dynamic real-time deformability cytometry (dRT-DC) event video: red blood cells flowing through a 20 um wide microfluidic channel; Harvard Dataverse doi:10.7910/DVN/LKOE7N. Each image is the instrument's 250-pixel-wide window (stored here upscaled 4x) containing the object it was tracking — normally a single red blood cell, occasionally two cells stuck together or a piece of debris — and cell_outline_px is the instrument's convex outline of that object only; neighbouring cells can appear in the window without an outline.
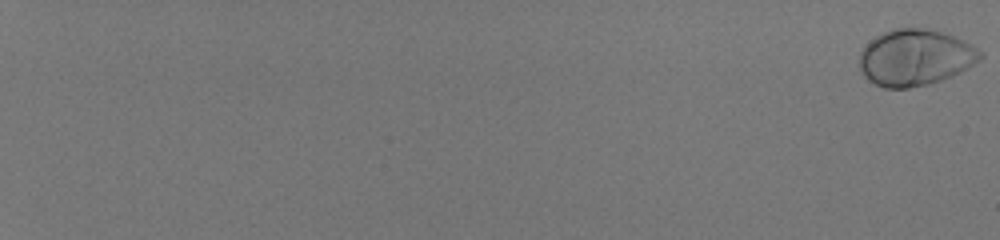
{"species": "human", "species_latin": "Homo sapiens", "temperature_condition": "room temperature", "stored_images_in_passage": 58, "camera_frame_rate_fps": 3000, "um_per_image_px": 0.085, "donor": {"sex": "male"}, "frame": {"image": 1, "passage_image": 1, "time_ms": 0.0, "image_size_px": [1000, 240], "cell_outline_px": [[984, 56], [980, 60], [960, 72], [952, 76], [928, 84], [908, 88], [884, 88], [868, 80], [864, 76], [860, 68], [860, 52], [876, 36], [884, 32], [896, 28], [924, 28], [940, 32], [964, 40], [972, 44], [984, 52]], "centroid_in_image_um": [77.82, 4.9], "position_along_channel_um": 7.2, "area_um2": 39.48}}
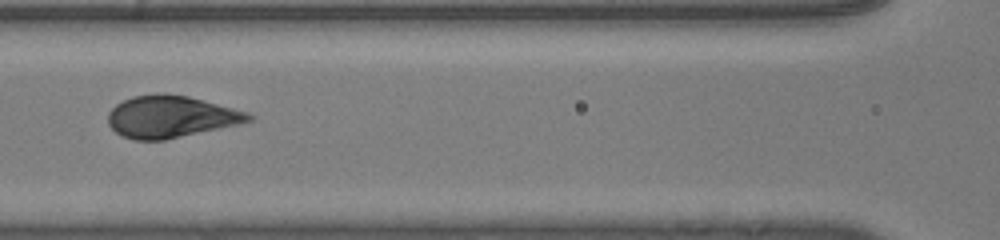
{"frame": {"image": 2, "passage_image": 34, "time_ms": 11.0, "image_size_px": [1000, 240], "cell_outline_px": [[256, 116], [252, 120], [240, 124], [164, 140], [132, 140], [120, 136], [108, 124], [108, 112], [116, 104], [132, 96], [156, 92], [188, 96], [248, 112]], "centroid_in_image_um": [14.5, 9.92], "position_along_channel_um": 152.1, "area_um2": 34.56}}
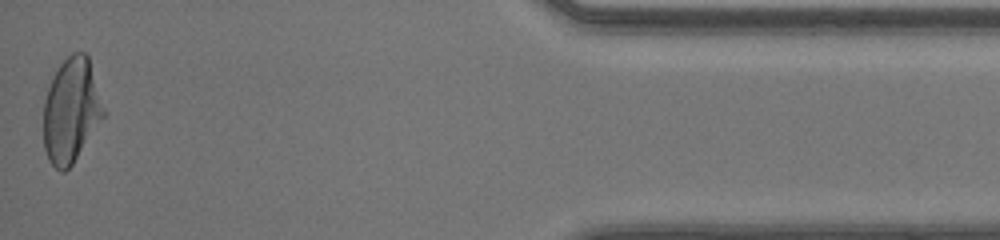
{"frame": {"image": 3, "passage_image": 58, "time_ms": 19.0, "image_size_px": [1000, 240], "cell_outline_px": [[104, 116], [72, 164], [64, 172], [60, 172], [48, 160], [44, 148], [44, 100], [48, 88], [60, 64], [72, 52], [84, 52], [88, 56], [104, 108]], "centroid_in_image_um": [6.04, 9.4], "position_along_channel_um": 429.2, "area_um2": 36.01}, "authors_computed_cell_mechanics": {"area_um2": 36.2406, "velocity_mm_per_s": 4.1108, "shape_relaxation_time_tau1_ms": 2.6756, "shape_relaxation_time_tau2_ms": null, "deformation_change_tau1": 0.1732, "deformation_change_tau2": null}}